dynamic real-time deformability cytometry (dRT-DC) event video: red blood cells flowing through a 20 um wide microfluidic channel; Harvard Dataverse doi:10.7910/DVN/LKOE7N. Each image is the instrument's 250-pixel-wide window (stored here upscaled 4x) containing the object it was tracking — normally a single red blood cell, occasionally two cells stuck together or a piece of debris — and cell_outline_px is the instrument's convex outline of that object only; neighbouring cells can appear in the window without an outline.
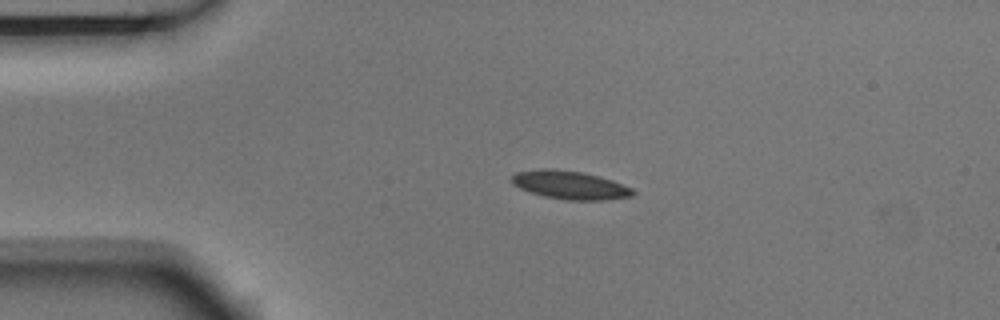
{"species": "Egyptian fruit bat (a non-hibernating species)", "species_latin": "Rousettus aegyptiacus", "temperature_condition": "room temperature", "stored_images_in_passage": 4, "camera_frame_rate_fps": 3000, "um_per_image_px": 0.085, "animal": {"sex": "male"}, "frame": {"image": 1, "passage_image": 3, "time_ms": 0.667, "image_size_px": [1000, 320], "cell_outline_px": [[636, 192], [632, 196], [604, 200], [564, 200], [544, 196], [520, 188], [512, 184], [512, 176], [516, 172], [544, 168], [552, 168], [584, 172], [612, 180], [632, 188]], "centroid_in_image_um": [48.46, 15.72], "position_along_channel_um": 36.5, "area_um2": 20.0}}